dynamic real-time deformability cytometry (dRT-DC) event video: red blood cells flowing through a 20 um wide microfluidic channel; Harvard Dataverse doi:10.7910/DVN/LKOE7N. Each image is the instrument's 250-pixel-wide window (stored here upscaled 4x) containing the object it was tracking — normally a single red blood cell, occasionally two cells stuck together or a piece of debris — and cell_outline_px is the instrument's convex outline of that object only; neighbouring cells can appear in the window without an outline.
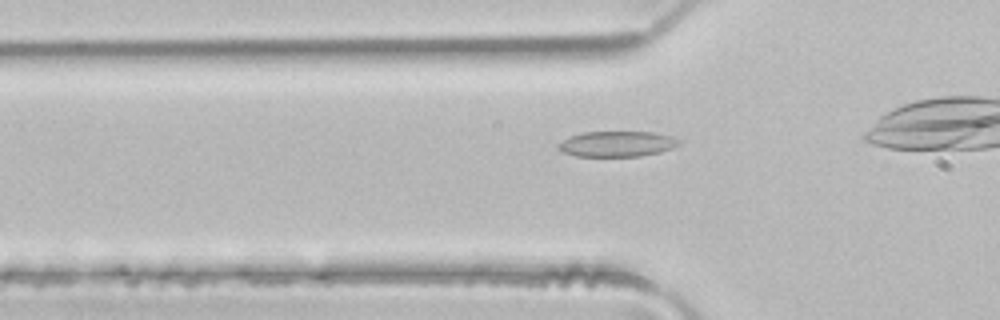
{"species": "common noctule bat (a hibernating species)", "species_latin": "Nyctalus noctula", "temperature_condition": "room temperature", "stored_images_in_passage": 36, "camera_frame_rate_fps": 3000, "um_per_image_px": 0.085, "animal": {"sex": "male", "body_mass_g": 21.5, "forearm_length_mm": 52.0}, "frame": {"image": 1, "passage_image": 12, "time_ms": 3.667, "image_size_px": [1000, 320], "cell_outline_px": [[680, 144], [672, 148], [660, 152], [640, 156], [576, 156], [564, 152], [556, 148], [556, 144], [572, 136], [584, 132], [652, 132], [672, 136], [680, 140]], "centroid_in_image_um": [52.45, 12.23], "position_along_channel_um": 73.3, "area_um2": 17.86}}
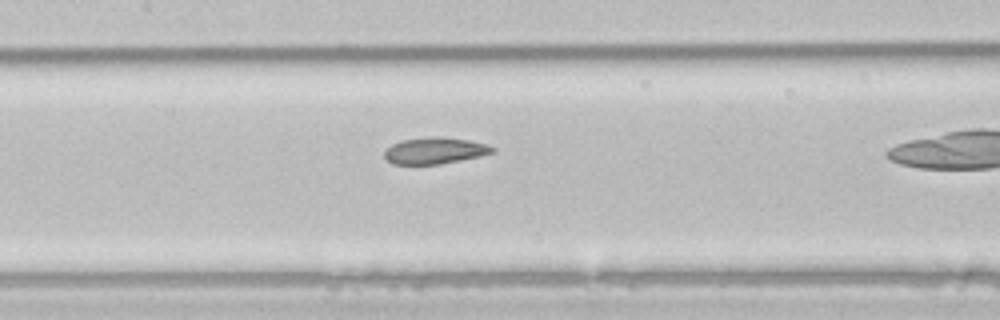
{"frame": {"image": 2, "passage_image": 19, "time_ms": 6.0, "image_size_px": [1000, 320], "cell_outline_px": [[496, 152], [480, 156], [440, 164], [392, 164], [384, 156], [384, 152], [392, 144], [404, 140], [432, 136], [440, 136], [468, 140], [488, 144], [496, 148]], "centroid_in_image_um": [37.01, 12.8], "position_along_channel_um": 170.4, "area_um2": 16.65}}
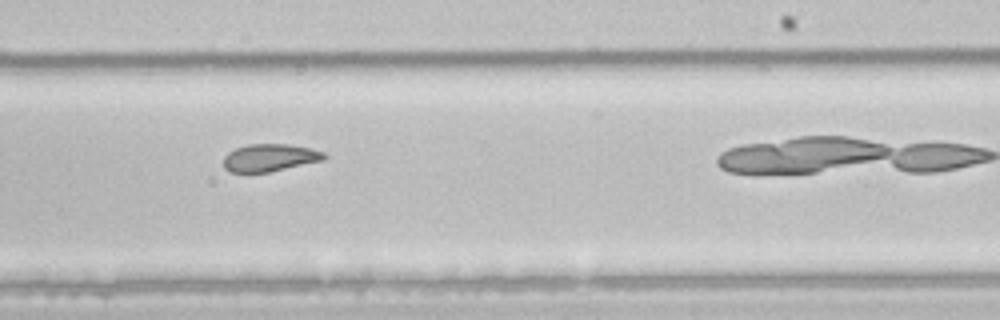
{"frame": {"image": 3, "passage_image": 26, "time_ms": 8.333, "image_size_px": [1000, 320], "cell_outline_px": [[328, 156], [324, 160], [268, 172], [232, 172], [224, 168], [224, 156], [228, 152], [236, 148], [248, 144], [288, 144], [312, 148], [324, 152]], "centroid_in_image_um": [22.95, 13.39], "position_along_channel_um": 266.0, "area_um2": 16.13}}